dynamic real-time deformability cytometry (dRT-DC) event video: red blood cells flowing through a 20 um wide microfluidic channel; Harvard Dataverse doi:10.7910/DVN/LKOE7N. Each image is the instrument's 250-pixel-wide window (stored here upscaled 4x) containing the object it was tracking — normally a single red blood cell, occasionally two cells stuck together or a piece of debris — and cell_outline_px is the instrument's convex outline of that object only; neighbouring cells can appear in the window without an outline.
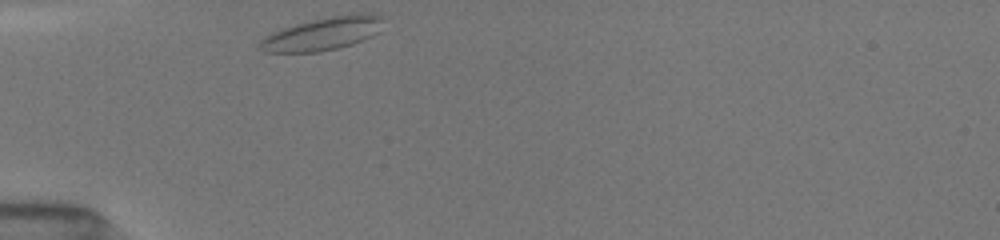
{"species": "common noctule bat (a hibernating species)", "species_latin": "Nyctalus noctula", "temperature_condition": "room temperature", "stored_images_in_passage": 24, "camera_frame_rate_fps": 3000, "um_per_image_px": 0.085, "animal": {"sex": "female", "body_mass_g": 19.5, "forearm_length_mm": 54.1}, "frame": {"image": 1, "passage_image": 1, "time_ms": 0.0, "image_size_px": [1000, 240], "cell_outline_px": [[380, 20], [372, 36], [352, 44], [320, 52], [264, 52], [256, 48], [260, 40], [284, 28], [296, 24], [312, 20], [352, 12], [372, 12], [380, 16]], "centroid_in_image_um": [27.38, 2.86], "position_along_channel_um": 57.6, "area_um2": 23.29}}
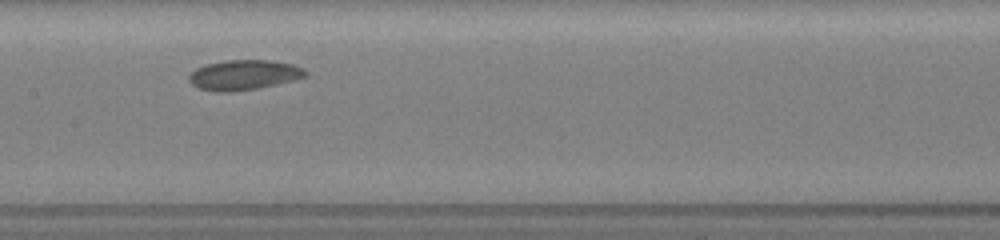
{"frame": {"image": 2, "passage_image": 8, "time_ms": 3.667, "image_size_px": [1000, 240], "cell_outline_px": [[308, 72], [304, 76], [292, 80], [276, 84], [256, 88], [228, 92], [220, 92], [200, 88], [192, 84], [188, 80], [188, 76], [196, 68], [208, 64], [224, 60], [272, 60], [292, 64], [304, 68]], "centroid_in_image_um": [20.72, 6.35], "position_along_channel_um": 186.7, "area_um2": 20.11}}
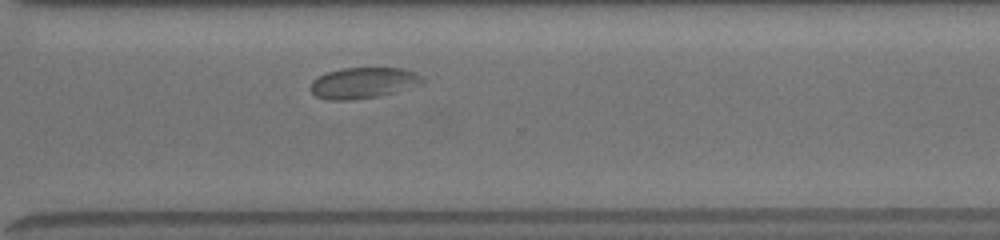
{"frame": {"image": 3, "passage_image": 23, "time_ms": 7.667, "image_size_px": [1000, 240], "cell_outline_px": [[424, 80], [376, 96], [352, 100], [328, 100], [316, 96], [308, 88], [312, 80], [328, 72], [344, 68], [404, 68], [420, 76]], "centroid_in_image_um": [30.7, 7.04], "position_along_channel_um": 339.9, "area_um2": 19.31}}